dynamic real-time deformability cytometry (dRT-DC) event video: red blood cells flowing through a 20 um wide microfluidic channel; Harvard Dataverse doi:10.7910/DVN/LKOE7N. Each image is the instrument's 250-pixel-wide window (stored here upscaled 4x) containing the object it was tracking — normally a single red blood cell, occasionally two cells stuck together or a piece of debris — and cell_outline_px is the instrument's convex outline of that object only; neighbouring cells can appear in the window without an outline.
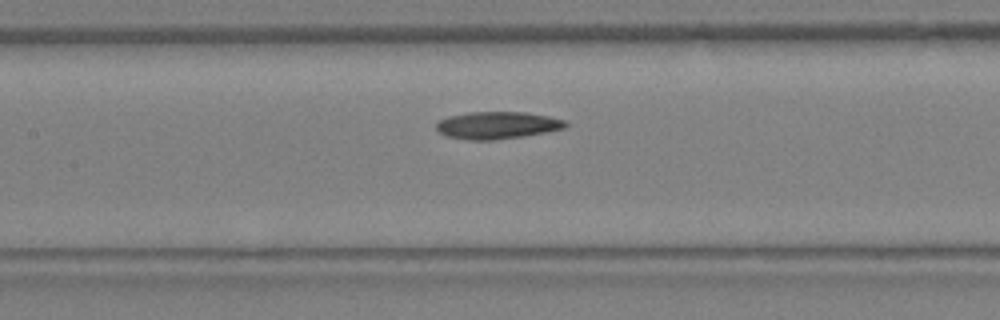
{"species": "Egyptian fruit bat (a non-hibernating species)", "species_latin": "Rousettus aegyptiacus", "temperature_condition": "warm", "stored_images_in_passage": 18, "camera_frame_rate_fps": 3000, "um_per_image_px": 0.085, "animal": {"sex": "female"}, "frame": {"image": 1, "passage_image": 11, "time_ms": 3.333, "image_size_px": [1000, 320], "cell_outline_px": [[568, 128], [524, 136], [492, 140], [468, 140], [448, 136], [440, 132], [436, 128], [436, 124], [440, 120], [448, 116], [468, 112], [524, 112], [548, 116], [564, 120], [568, 124]], "centroid_in_image_um": [42.29, 10.64], "position_along_channel_um": 165.1, "area_um2": 20.52}}
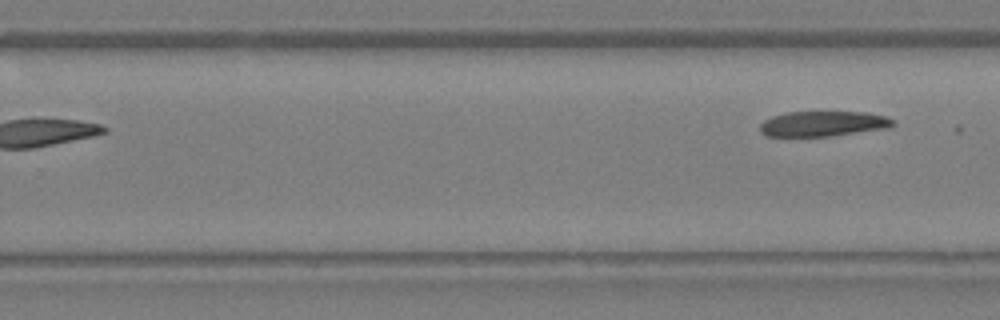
{"frame": {"image": 2, "passage_image": 18, "time_ms": 5.667, "image_size_px": [1000, 320], "cell_outline_px": [[896, 124], [888, 128], [828, 136], [764, 136], [760, 132], [760, 124], [764, 120], [772, 116], [784, 112], [864, 112], [884, 116], [896, 120]], "centroid_in_image_um": [69.94, 10.51], "position_along_channel_um": 259.9, "area_um2": 19.59}}